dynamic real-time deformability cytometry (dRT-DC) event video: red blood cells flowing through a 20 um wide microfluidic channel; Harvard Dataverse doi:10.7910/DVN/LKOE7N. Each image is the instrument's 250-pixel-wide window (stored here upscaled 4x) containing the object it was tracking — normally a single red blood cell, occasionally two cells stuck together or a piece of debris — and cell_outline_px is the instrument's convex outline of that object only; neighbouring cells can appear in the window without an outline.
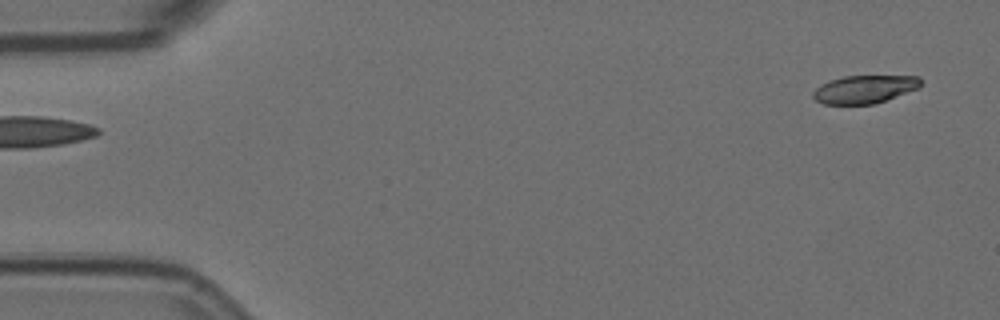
{"species": "Egyptian fruit bat (a non-hibernating species)", "species_latin": "Rousettus aegyptiacus", "temperature_condition": "room temperature", "stored_images_in_passage": 4, "segment_of_instrument_passage": [2, 2], "camera_frame_rate_fps": 3000, "um_per_image_px": 0.085, "animal": {"sex": "female"}, "frame": {"image": 1, "passage_image": 4, "time_ms": 1.0, "image_size_px": [1000, 320], "cell_outline_px": [[920, 88], [872, 104], [824, 104], [816, 100], [812, 96], [812, 92], [820, 84], [828, 80], [844, 76], [920, 76]], "centroid_in_image_um": [73.45, 7.58], "position_along_channel_um": 11.6, "area_um2": 17.51}}